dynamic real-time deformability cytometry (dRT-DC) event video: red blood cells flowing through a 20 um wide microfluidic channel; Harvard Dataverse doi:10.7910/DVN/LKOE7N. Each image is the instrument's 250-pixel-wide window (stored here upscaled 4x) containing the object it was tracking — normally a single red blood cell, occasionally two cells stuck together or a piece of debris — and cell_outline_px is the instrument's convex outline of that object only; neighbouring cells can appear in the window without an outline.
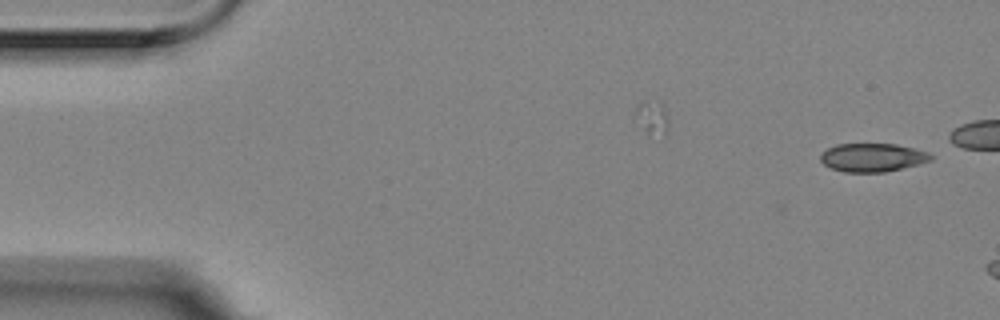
{"species": "Egyptian fruit bat (a non-hibernating species)", "species_latin": "Rousettus aegyptiacus", "temperature_condition": "room temperature", "stored_images_in_passage": 4, "segment_of_instrument_passage": [2, 2], "camera_frame_rate_fps": 3000, "um_per_image_px": 0.085, "animal": {"sex": "female"}, "frame": {"image": 1, "passage_image": 4, "time_ms": 1.0, "image_size_px": [1000, 320], "cell_outline_px": [[932, 160], [884, 172], [844, 172], [832, 168], [824, 164], [820, 160], [820, 152], [836, 144], [896, 144], [916, 148], [928, 152], [932, 156]], "centroid_in_image_um": [74.13, 13.37], "position_along_channel_um": 10.9, "area_um2": 18.21}}